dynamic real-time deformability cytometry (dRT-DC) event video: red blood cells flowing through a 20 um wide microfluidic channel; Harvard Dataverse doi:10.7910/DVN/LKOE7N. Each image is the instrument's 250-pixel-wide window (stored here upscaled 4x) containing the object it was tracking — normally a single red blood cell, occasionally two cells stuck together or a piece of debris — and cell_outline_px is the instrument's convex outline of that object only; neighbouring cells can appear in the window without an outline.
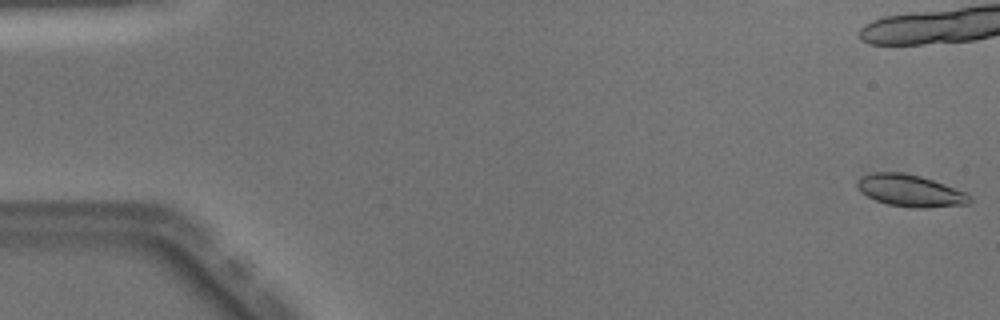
{"species": "Egyptian fruit bat (a non-hibernating species)", "species_latin": "Rousettus aegyptiacus", "temperature_condition": "warm", "stored_images_in_passage": 16, "camera_frame_rate_fps": 3000, "um_per_image_px": 0.085, "animal": {"sex": "male"}, "frame": {"image": 1, "passage_image": 1, "time_ms": 0.0, "image_size_px": [1000, 320], "cell_outline_px": [[972, 200], [968, 204], [924, 208], [912, 208], [888, 204], [876, 200], [860, 192], [856, 188], [856, 184], [860, 176], [872, 172], [904, 172], [920, 176], [944, 184], [964, 192]], "centroid_in_image_um": [77.31, 16.2], "position_along_channel_um": 7.7, "area_um2": 20.87}}